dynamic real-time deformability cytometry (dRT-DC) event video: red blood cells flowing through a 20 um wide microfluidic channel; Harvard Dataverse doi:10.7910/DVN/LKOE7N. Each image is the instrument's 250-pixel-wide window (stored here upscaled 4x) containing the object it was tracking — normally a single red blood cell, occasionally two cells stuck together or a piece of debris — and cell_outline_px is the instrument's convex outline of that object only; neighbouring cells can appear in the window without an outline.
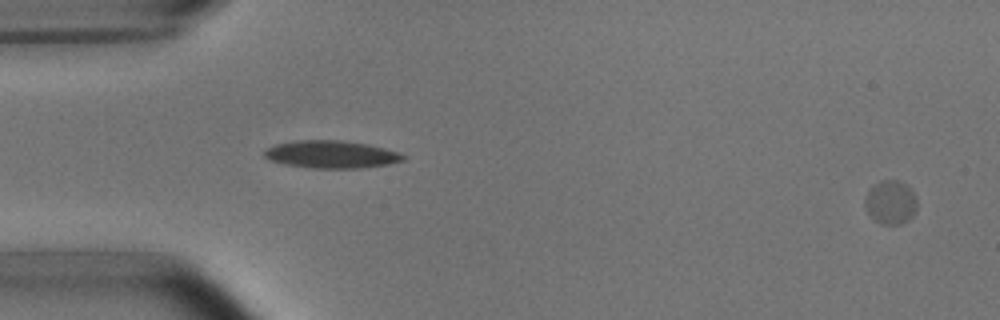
{"species": "common noctule bat (a hibernating species)", "species_latin": "Nyctalus noctula", "temperature_condition": "room temperature", "stored_images_in_passage": 4, "segment_of_instrument_passage": [2, 2], "camera_frame_rate_fps": 3000, "um_per_image_px": 0.085, "animal": {"sex": "male", "body_mass_g": 15.6}, "frame": {"image": 1, "passage_image": 4, "time_ms": 3.667, "image_size_px": [1000, 320], "cell_outline_px": [[916, 212], [908, 220], [900, 224], [880, 224], [868, 212], [864, 204], [864, 200], [868, 188], [880, 180], [896, 180], [904, 184], [912, 192], [916, 200]], "centroid_in_image_um": [75.67, 17.19], "position_along_channel_um": 9.3, "area_um2": 13.18}}